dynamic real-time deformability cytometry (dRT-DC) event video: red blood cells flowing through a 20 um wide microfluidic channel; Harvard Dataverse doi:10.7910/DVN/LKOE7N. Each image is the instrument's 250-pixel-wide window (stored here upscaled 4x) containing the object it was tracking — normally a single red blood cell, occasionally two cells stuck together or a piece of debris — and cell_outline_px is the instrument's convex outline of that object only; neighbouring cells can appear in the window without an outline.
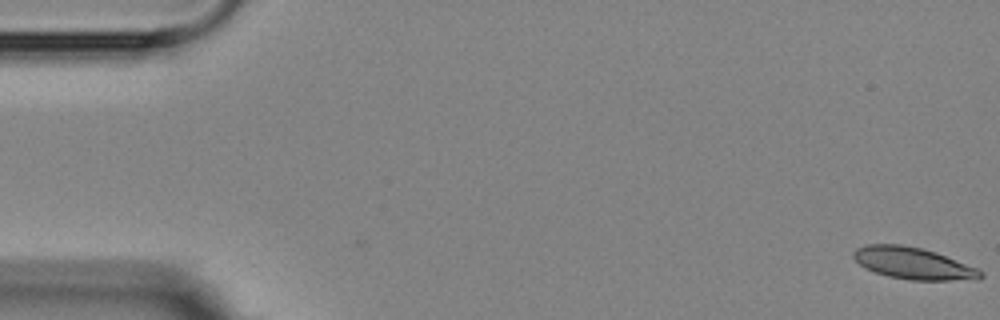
{"species": "Egyptian fruit bat (a non-hibernating species)", "species_latin": "Rousettus aegyptiacus", "temperature_condition": "room temperature", "stored_images_in_passage": 5, "camera_frame_rate_fps": 3000, "um_per_image_px": 0.085, "animal": {"sex": "female"}, "frame": {"image": 1, "passage_image": 1, "time_ms": 0.0, "image_size_px": [1000, 320], "cell_outline_px": [[984, 276], [980, 280], [912, 280], [888, 276], [864, 268], [852, 256], [852, 252], [856, 248], [864, 244], [900, 244], [920, 248], [936, 252], [976, 268], [984, 272]], "centroid_in_image_um": [77.62, 22.38], "position_along_channel_um": 7.4, "area_um2": 23.58}}